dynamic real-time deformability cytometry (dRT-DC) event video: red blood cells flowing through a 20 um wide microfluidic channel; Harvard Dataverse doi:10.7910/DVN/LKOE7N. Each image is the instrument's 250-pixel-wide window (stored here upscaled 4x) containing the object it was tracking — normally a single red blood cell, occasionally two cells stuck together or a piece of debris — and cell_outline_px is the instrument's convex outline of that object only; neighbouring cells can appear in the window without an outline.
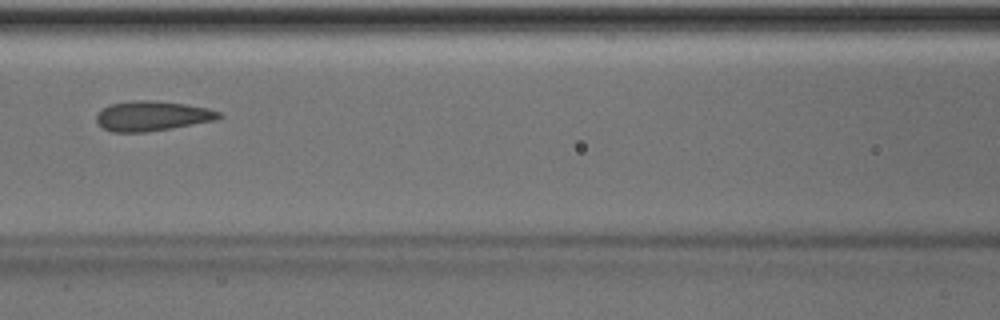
{"species": "Egyptian fruit bat (a non-hibernating species)", "species_latin": "Rousettus aegyptiacus", "temperature_condition": "room temperature", "stored_images_in_passage": 37, "camera_frame_rate_fps": 3000, "um_per_image_px": 0.085, "animal": {"sex": "male"}, "frame": {"image": 1, "passage_image": 9, "time_ms": 2.667, "image_size_px": [1000, 320], "cell_outline_px": [[224, 116], [216, 120], [172, 128], [144, 132], [112, 132], [104, 128], [96, 120], [96, 116], [104, 108], [112, 104], [132, 100], [152, 100], [184, 104], [208, 108], [224, 112]], "centroid_in_image_um": [13.0, 9.85], "position_along_channel_um": 153.6, "area_um2": 21.27}}
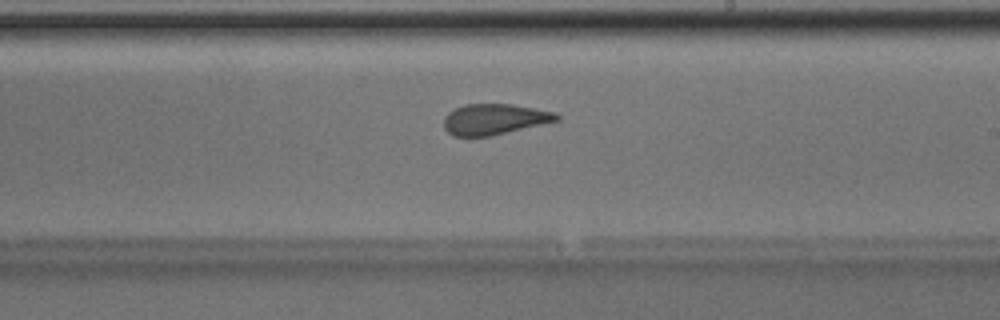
{"frame": {"image": 2, "passage_image": 16, "time_ms": 5.0, "image_size_px": [1000, 320], "cell_outline_px": [[560, 120], [488, 136], [452, 136], [444, 128], [444, 116], [448, 112], [464, 104], [512, 104], [556, 112], [560, 116]], "centroid_in_image_um": [42.01, 10.12], "position_along_channel_um": 247.0, "area_um2": 20.11}}
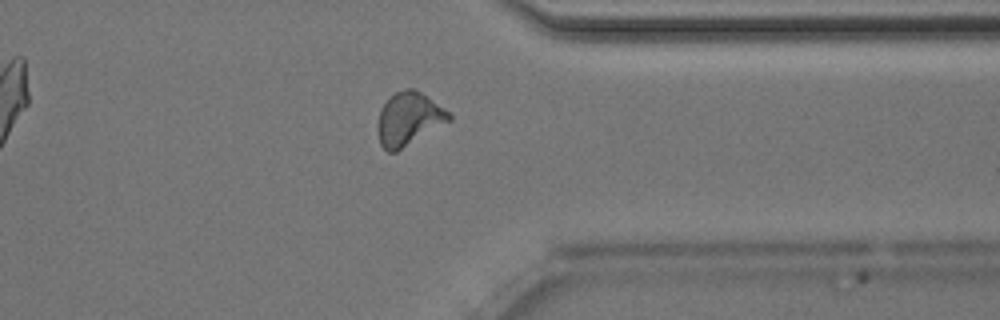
{"frame": {"image": 3, "passage_image": 26, "time_ms": 8.333, "image_size_px": [1000, 320], "cell_outline_px": [[452, 120], [396, 152], [388, 152], [380, 144], [376, 128], [380, 112], [384, 104], [396, 92], [404, 88], [416, 88], [448, 112], [452, 116]], "centroid_in_image_um": [34.74, 10.12], "position_along_channel_um": 376.7, "area_um2": 21.96}, "authors_computed_cell_mechanics": {"area_um2": 20.7502, "velocity_mm_per_s": 4.019, "shape_relaxation_time_tau1_ms": 8.0258, "shape_relaxation_time_tau2_ms": 1.1378, "deformation_change_tau1": 0.1643, "deformation_change_tau2": 0.0624}}